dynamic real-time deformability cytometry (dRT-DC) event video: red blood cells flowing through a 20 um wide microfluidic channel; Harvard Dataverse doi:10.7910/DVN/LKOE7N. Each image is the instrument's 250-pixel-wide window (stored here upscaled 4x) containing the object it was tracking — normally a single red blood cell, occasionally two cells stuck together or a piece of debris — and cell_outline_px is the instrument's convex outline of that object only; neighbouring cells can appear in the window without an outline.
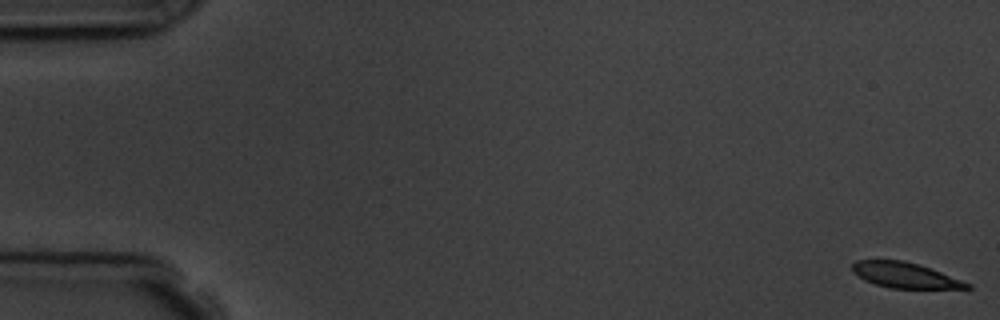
{"species": "common noctule bat (a hibernating species)", "species_latin": "Nyctalus noctula", "temperature_condition": "room temperature", "stored_images_in_passage": 5, "camera_frame_rate_fps": 3000, "um_per_image_px": 0.085, "animal": {"sex": "male", "body_mass_g": 19.5, "forearm_length_mm": 54.6}, "frame": {"image": 1, "passage_image": 1, "time_ms": 0.0, "image_size_px": [1000, 320], "cell_outline_px": [[972, 288], [892, 288], [876, 284], [864, 280], [852, 272], [852, 264], [856, 260], [904, 260], [940, 272], [972, 284]], "centroid_in_image_um": [76.88, 23.39], "position_along_channel_um": 8.1, "area_um2": 16.7}}
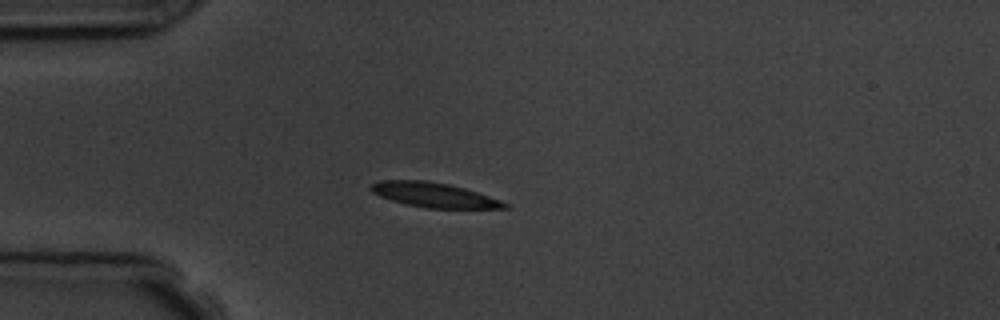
{"frame": {"image": 2, "passage_image": 5, "time_ms": 4.667, "image_size_px": [1000, 320], "cell_outline_px": [[508, 208], [424, 208], [404, 204], [380, 196], [372, 192], [368, 188], [372, 184], [380, 180], [424, 180], [448, 184], [464, 188], [500, 200], [508, 204]], "centroid_in_image_um": [36.84, 16.57], "position_along_channel_um": 48.2, "area_um2": 19.07}}